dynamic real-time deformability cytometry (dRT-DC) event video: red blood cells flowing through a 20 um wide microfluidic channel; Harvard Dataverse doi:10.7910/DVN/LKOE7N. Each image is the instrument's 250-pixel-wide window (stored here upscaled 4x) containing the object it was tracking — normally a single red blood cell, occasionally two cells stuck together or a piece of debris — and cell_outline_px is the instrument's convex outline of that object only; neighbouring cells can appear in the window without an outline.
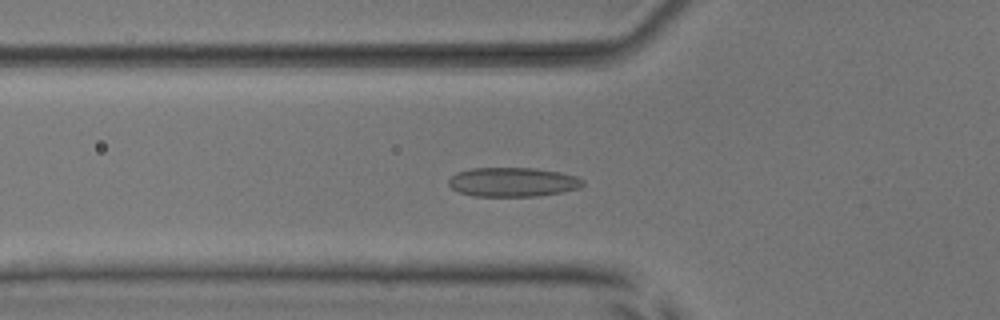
{"species": "common noctule bat (a hibernating species)", "species_latin": "Nyctalus noctula", "temperature_condition": "room temperature", "stored_images_in_passage": 55, "camera_frame_rate_fps": 3000, "um_per_image_px": 0.085, "animal": {"sex": "male", "body_mass_g": 17.9, "forearm_length_mm": 54.2}, "frame": {"image": 1, "passage_image": 20, "time_ms": 6.333, "image_size_px": [1000, 320], "cell_outline_px": [[584, 184], [580, 188], [560, 192], [536, 196], [472, 196], [460, 192], [452, 188], [448, 184], [448, 180], [456, 172], [472, 168], [536, 168], [560, 172], [576, 176], [584, 180]], "centroid_in_image_um": [43.58, 15.47], "position_along_channel_um": 82.2, "area_um2": 22.89}}
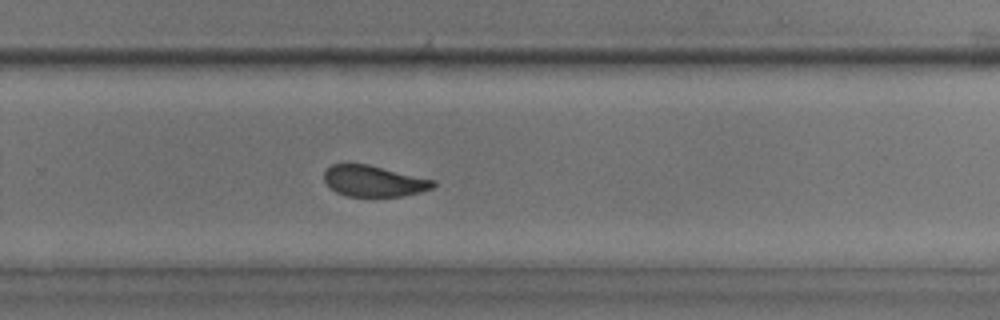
{"frame": {"image": 2, "passage_image": 37, "time_ms": 12.0, "image_size_px": [1000, 320], "cell_outline_px": [[436, 184], [432, 188], [420, 192], [400, 196], [348, 196], [336, 192], [324, 180], [324, 172], [332, 164], [368, 164], [436, 180]], "centroid_in_image_um": [31.79, 15.38], "position_along_channel_um": 298.0, "area_um2": 19.59}}
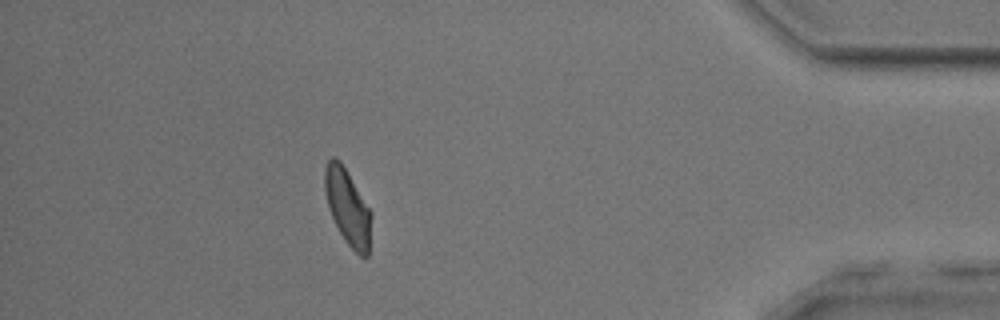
{"frame": {"image": 3, "passage_image": 49, "time_ms": 16.0, "image_size_px": [1000, 320], "cell_outline_px": [[372, 216], [368, 256], [360, 256], [344, 240], [332, 216], [328, 204], [324, 188], [324, 168], [328, 160], [332, 156], [336, 156], [340, 160], [372, 212]], "centroid_in_image_um": [29.55, 17.57], "position_along_channel_um": 405.6, "area_um2": 20.4}, "authors_computed_cell_mechanics": {"area_um2": 21.5594, "velocity_mm_per_s": 3.8137, "shape_relaxation_time_tau1_ms": 6.0093, "shape_relaxation_time_tau2_ms": 1.676, "deformation_change_tau1": 0.135, "deformation_change_tau2": 0.0665}}